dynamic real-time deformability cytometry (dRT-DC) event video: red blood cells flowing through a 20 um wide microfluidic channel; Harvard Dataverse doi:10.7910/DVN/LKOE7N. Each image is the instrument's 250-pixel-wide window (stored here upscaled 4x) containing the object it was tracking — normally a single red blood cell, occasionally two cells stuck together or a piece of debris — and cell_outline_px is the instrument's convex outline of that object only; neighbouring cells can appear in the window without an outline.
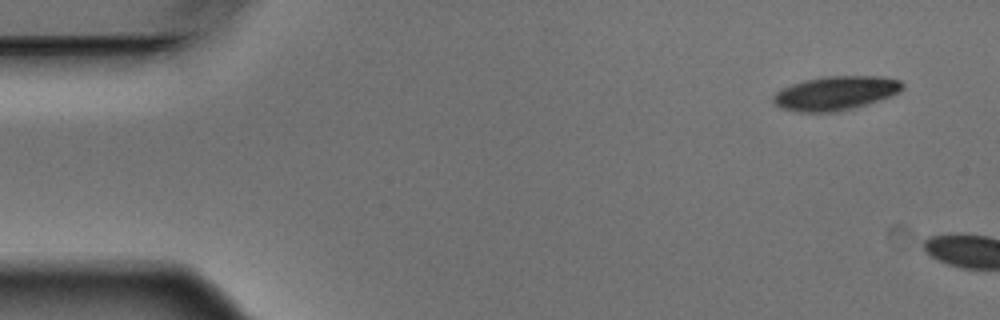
{"species": "Egyptian fruit bat (a non-hibernating species)", "species_latin": "Rousettus aegyptiacus", "temperature_condition": "warm", "stored_images_in_passage": 2, "camera_frame_rate_fps": 3000, "um_per_image_px": 0.085, "animal": {"sex": "male"}, "frame": {"image": 1, "passage_image": 1, "time_ms": 0.0, "image_size_px": [1000, 320], "cell_outline_px": [[904, 88], [900, 92], [892, 96], [868, 104], [836, 112], [800, 112], [780, 108], [772, 100], [772, 96], [780, 88], [804, 80], [824, 76], [880, 76], [900, 80], [904, 84]], "centroid_in_image_um": [71.03, 7.91], "position_along_channel_um": 14.0, "area_um2": 25.84}}